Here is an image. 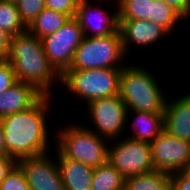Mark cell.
I'll return each instance as SVG.
<instances>
[{
	"instance_id": "25",
	"label": "cell",
	"mask_w": 190,
	"mask_h": 190,
	"mask_svg": "<svg viewBox=\"0 0 190 190\" xmlns=\"http://www.w3.org/2000/svg\"><path fill=\"white\" fill-rule=\"evenodd\" d=\"M0 190H30L26 176L16 164L0 183Z\"/></svg>"
},
{
	"instance_id": "11",
	"label": "cell",
	"mask_w": 190,
	"mask_h": 190,
	"mask_svg": "<svg viewBox=\"0 0 190 190\" xmlns=\"http://www.w3.org/2000/svg\"><path fill=\"white\" fill-rule=\"evenodd\" d=\"M30 190H65L56 161L43 154L17 160Z\"/></svg>"
},
{
	"instance_id": "9",
	"label": "cell",
	"mask_w": 190,
	"mask_h": 190,
	"mask_svg": "<svg viewBox=\"0 0 190 190\" xmlns=\"http://www.w3.org/2000/svg\"><path fill=\"white\" fill-rule=\"evenodd\" d=\"M87 105L92 123L99 132L96 134L110 140L121 135L130 114L119 94L93 100Z\"/></svg>"
},
{
	"instance_id": "3",
	"label": "cell",
	"mask_w": 190,
	"mask_h": 190,
	"mask_svg": "<svg viewBox=\"0 0 190 190\" xmlns=\"http://www.w3.org/2000/svg\"><path fill=\"white\" fill-rule=\"evenodd\" d=\"M159 87L147 68L127 66L120 72L119 95L128 111L164 113L167 100Z\"/></svg>"
},
{
	"instance_id": "4",
	"label": "cell",
	"mask_w": 190,
	"mask_h": 190,
	"mask_svg": "<svg viewBox=\"0 0 190 190\" xmlns=\"http://www.w3.org/2000/svg\"><path fill=\"white\" fill-rule=\"evenodd\" d=\"M63 129L58 134L59 139L56 140L57 150L63 156L92 168L108 161L109 147L104 141L106 138L100 137L93 129L77 126V124Z\"/></svg>"
},
{
	"instance_id": "19",
	"label": "cell",
	"mask_w": 190,
	"mask_h": 190,
	"mask_svg": "<svg viewBox=\"0 0 190 190\" xmlns=\"http://www.w3.org/2000/svg\"><path fill=\"white\" fill-rule=\"evenodd\" d=\"M70 17L62 12L44 8L30 24L27 30L39 39L57 32Z\"/></svg>"
},
{
	"instance_id": "15",
	"label": "cell",
	"mask_w": 190,
	"mask_h": 190,
	"mask_svg": "<svg viewBox=\"0 0 190 190\" xmlns=\"http://www.w3.org/2000/svg\"><path fill=\"white\" fill-rule=\"evenodd\" d=\"M164 130L171 136L190 142V93L175 101H166Z\"/></svg>"
},
{
	"instance_id": "17",
	"label": "cell",
	"mask_w": 190,
	"mask_h": 190,
	"mask_svg": "<svg viewBox=\"0 0 190 190\" xmlns=\"http://www.w3.org/2000/svg\"><path fill=\"white\" fill-rule=\"evenodd\" d=\"M135 114L133 121L134 134L129 138L151 143L163 130V113L132 111Z\"/></svg>"
},
{
	"instance_id": "20",
	"label": "cell",
	"mask_w": 190,
	"mask_h": 190,
	"mask_svg": "<svg viewBox=\"0 0 190 190\" xmlns=\"http://www.w3.org/2000/svg\"><path fill=\"white\" fill-rule=\"evenodd\" d=\"M91 190H124V177L107 161L94 168Z\"/></svg>"
},
{
	"instance_id": "1",
	"label": "cell",
	"mask_w": 190,
	"mask_h": 190,
	"mask_svg": "<svg viewBox=\"0 0 190 190\" xmlns=\"http://www.w3.org/2000/svg\"><path fill=\"white\" fill-rule=\"evenodd\" d=\"M49 100V95H43L28 109L1 118L7 156L19 160L48 152L50 140L45 117Z\"/></svg>"
},
{
	"instance_id": "29",
	"label": "cell",
	"mask_w": 190,
	"mask_h": 190,
	"mask_svg": "<svg viewBox=\"0 0 190 190\" xmlns=\"http://www.w3.org/2000/svg\"><path fill=\"white\" fill-rule=\"evenodd\" d=\"M184 19L190 15V0H164Z\"/></svg>"
},
{
	"instance_id": "31",
	"label": "cell",
	"mask_w": 190,
	"mask_h": 190,
	"mask_svg": "<svg viewBox=\"0 0 190 190\" xmlns=\"http://www.w3.org/2000/svg\"><path fill=\"white\" fill-rule=\"evenodd\" d=\"M11 36L0 28V60L8 57Z\"/></svg>"
},
{
	"instance_id": "6",
	"label": "cell",
	"mask_w": 190,
	"mask_h": 190,
	"mask_svg": "<svg viewBox=\"0 0 190 190\" xmlns=\"http://www.w3.org/2000/svg\"><path fill=\"white\" fill-rule=\"evenodd\" d=\"M125 52L120 30L105 37H83L70 69L123 68L119 66Z\"/></svg>"
},
{
	"instance_id": "34",
	"label": "cell",
	"mask_w": 190,
	"mask_h": 190,
	"mask_svg": "<svg viewBox=\"0 0 190 190\" xmlns=\"http://www.w3.org/2000/svg\"><path fill=\"white\" fill-rule=\"evenodd\" d=\"M3 1H6V2H12V3H16L19 1V0H3Z\"/></svg>"
},
{
	"instance_id": "28",
	"label": "cell",
	"mask_w": 190,
	"mask_h": 190,
	"mask_svg": "<svg viewBox=\"0 0 190 190\" xmlns=\"http://www.w3.org/2000/svg\"><path fill=\"white\" fill-rule=\"evenodd\" d=\"M171 190H190V178L182 171L171 173Z\"/></svg>"
},
{
	"instance_id": "7",
	"label": "cell",
	"mask_w": 190,
	"mask_h": 190,
	"mask_svg": "<svg viewBox=\"0 0 190 190\" xmlns=\"http://www.w3.org/2000/svg\"><path fill=\"white\" fill-rule=\"evenodd\" d=\"M83 37L81 26L72 17L57 32L41 39L49 64L60 76L70 68Z\"/></svg>"
},
{
	"instance_id": "22",
	"label": "cell",
	"mask_w": 190,
	"mask_h": 190,
	"mask_svg": "<svg viewBox=\"0 0 190 190\" xmlns=\"http://www.w3.org/2000/svg\"><path fill=\"white\" fill-rule=\"evenodd\" d=\"M153 0H119V19L149 20L151 22V10Z\"/></svg>"
},
{
	"instance_id": "27",
	"label": "cell",
	"mask_w": 190,
	"mask_h": 190,
	"mask_svg": "<svg viewBox=\"0 0 190 190\" xmlns=\"http://www.w3.org/2000/svg\"><path fill=\"white\" fill-rule=\"evenodd\" d=\"M16 76L12 64L7 60H0V94L16 83Z\"/></svg>"
},
{
	"instance_id": "33",
	"label": "cell",
	"mask_w": 190,
	"mask_h": 190,
	"mask_svg": "<svg viewBox=\"0 0 190 190\" xmlns=\"http://www.w3.org/2000/svg\"><path fill=\"white\" fill-rule=\"evenodd\" d=\"M182 172L190 178V162L185 166V168L182 170Z\"/></svg>"
},
{
	"instance_id": "24",
	"label": "cell",
	"mask_w": 190,
	"mask_h": 190,
	"mask_svg": "<svg viewBox=\"0 0 190 190\" xmlns=\"http://www.w3.org/2000/svg\"><path fill=\"white\" fill-rule=\"evenodd\" d=\"M17 7L22 22L28 28L36 16L45 8V0H19Z\"/></svg>"
},
{
	"instance_id": "21",
	"label": "cell",
	"mask_w": 190,
	"mask_h": 190,
	"mask_svg": "<svg viewBox=\"0 0 190 190\" xmlns=\"http://www.w3.org/2000/svg\"><path fill=\"white\" fill-rule=\"evenodd\" d=\"M0 28L11 37L27 31L16 3L0 0Z\"/></svg>"
},
{
	"instance_id": "2",
	"label": "cell",
	"mask_w": 190,
	"mask_h": 190,
	"mask_svg": "<svg viewBox=\"0 0 190 190\" xmlns=\"http://www.w3.org/2000/svg\"><path fill=\"white\" fill-rule=\"evenodd\" d=\"M12 64L16 80L34 85L44 95H50L52 82L60 75L49 64L42 41L28 30L12 36L6 59Z\"/></svg>"
},
{
	"instance_id": "14",
	"label": "cell",
	"mask_w": 190,
	"mask_h": 190,
	"mask_svg": "<svg viewBox=\"0 0 190 190\" xmlns=\"http://www.w3.org/2000/svg\"><path fill=\"white\" fill-rule=\"evenodd\" d=\"M43 95L34 85L17 81L0 94V118L28 109Z\"/></svg>"
},
{
	"instance_id": "18",
	"label": "cell",
	"mask_w": 190,
	"mask_h": 190,
	"mask_svg": "<svg viewBox=\"0 0 190 190\" xmlns=\"http://www.w3.org/2000/svg\"><path fill=\"white\" fill-rule=\"evenodd\" d=\"M124 190H171V173L153 170L126 177Z\"/></svg>"
},
{
	"instance_id": "13",
	"label": "cell",
	"mask_w": 190,
	"mask_h": 190,
	"mask_svg": "<svg viewBox=\"0 0 190 190\" xmlns=\"http://www.w3.org/2000/svg\"><path fill=\"white\" fill-rule=\"evenodd\" d=\"M119 30L125 54L131 42L137 46H150L168 34L154 22L137 19H119Z\"/></svg>"
},
{
	"instance_id": "16",
	"label": "cell",
	"mask_w": 190,
	"mask_h": 190,
	"mask_svg": "<svg viewBox=\"0 0 190 190\" xmlns=\"http://www.w3.org/2000/svg\"><path fill=\"white\" fill-rule=\"evenodd\" d=\"M56 154L65 190H91L94 168L66 158L59 151Z\"/></svg>"
},
{
	"instance_id": "12",
	"label": "cell",
	"mask_w": 190,
	"mask_h": 190,
	"mask_svg": "<svg viewBox=\"0 0 190 190\" xmlns=\"http://www.w3.org/2000/svg\"><path fill=\"white\" fill-rule=\"evenodd\" d=\"M89 3V0H80L74 17L81 26L85 37L88 36L89 29L93 34L90 32L88 37H105L119 30L118 9L111 15H108V12L102 8L93 13L91 11L92 6ZM92 14L94 15L91 16ZM94 16L98 19L97 21L94 20L97 22L96 24H93L91 19Z\"/></svg>"
},
{
	"instance_id": "30",
	"label": "cell",
	"mask_w": 190,
	"mask_h": 190,
	"mask_svg": "<svg viewBox=\"0 0 190 190\" xmlns=\"http://www.w3.org/2000/svg\"><path fill=\"white\" fill-rule=\"evenodd\" d=\"M17 164V160L10 156H0V183L6 178L7 174Z\"/></svg>"
},
{
	"instance_id": "23",
	"label": "cell",
	"mask_w": 190,
	"mask_h": 190,
	"mask_svg": "<svg viewBox=\"0 0 190 190\" xmlns=\"http://www.w3.org/2000/svg\"><path fill=\"white\" fill-rule=\"evenodd\" d=\"M184 18L169 6L164 0H153L151 22L163 28L168 34L174 29L177 21Z\"/></svg>"
},
{
	"instance_id": "5",
	"label": "cell",
	"mask_w": 190,
	"mask_h": 190,
	"mask_svg": "<svg viewBox=\"0 0 190 190\" xmlns=\"http://www.w3.org/2000/svg\"><path fill=\"white\" fill-rule=\"evenodd\" d=\"M122 68H97L86 70L67 69L60 76V83L87 104L93 100L119 94Z\"/></svg>"
},
{
	"instance_id": "8",
	"label": "cell",
	"mask_w": 190,
	"mask_h": 190,
	"mask_svg": "<svg viewBox=\"0 0 190 190\" xmlns=\"http://www.w3.org/2000/svg\"><path fill=\"white\" fill-rule=\"evenodd\" d=\"M126 138L108 148V161L124 178L153 171L150 143Z\"/></svg>"
},
{
	"instance_id": "26",
	"label": "cell",
	"mask_w": 190,
	"mask_h": 190,
	"mask_svg": "<svg viewBox=\"0 0 190 190\" xmlns=\"http://www.w3.org/2000/svg\"><path fill=\"white\" fill-rule=\"evenodd\" d=\"M80 0H45V7L75 17Z\"/></svg>"
},
{
	"instance_id": "32",
	"label": "cell",
	"mask_w": 190,
	"mask_h": 190,
	"mask_svg": "<svg viewBox=\"0 0 190 190\" xmlns=\"http://www.w3.org/2000/svg\"><path fill=\"white\" fill-rule=\"evenodd\" d=\"M0 156H7V149L4 142V130L1 118H0Z\"/></svg>"
},
{
	"instance_id": "10",
	"label": "cell",
	"mask_w": 190,
	"mask_h": 190,
	"mask_svg": "<svg viewBox=\"0 0 190 190\" xmlns=\"http://www.w3.org/2000/svg\"><path fill=\"white\" fill-rule=\"evenodd\" d=\"M154 170L174 173L190 162V142L171 136L163 130L151 143Z\"/></svg>"
}]
</instances>
